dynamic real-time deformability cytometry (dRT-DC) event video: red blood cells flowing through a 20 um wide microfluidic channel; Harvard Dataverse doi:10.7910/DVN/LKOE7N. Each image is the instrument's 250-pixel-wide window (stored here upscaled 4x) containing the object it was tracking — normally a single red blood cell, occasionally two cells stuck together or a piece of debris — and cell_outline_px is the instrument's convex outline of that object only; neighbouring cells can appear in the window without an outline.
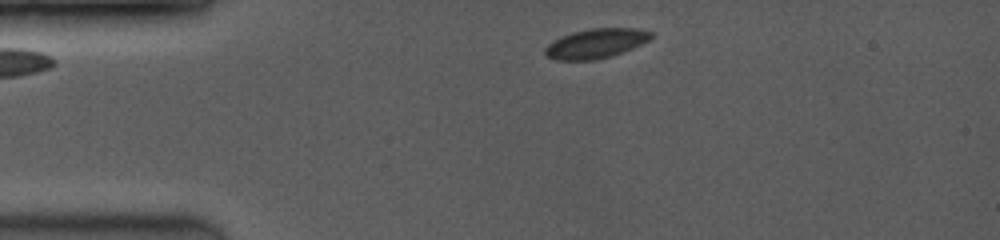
{"species": "common noctule bat (a hibernating species)", "species_latin": "Nyctalus noctula", "temperature_condition": "room temperature", "stored_images_in_passage": 11, "camera_frame_rate_fps": 3500, "um_per_image_px": 0.085, "animal": {"sex": "female", "body_mass_g": 19.0, "forearm_length_mm": 53.3}, "frame": {"image": 1, "passage_image": 2, "time_ms": 0.571, "image_size_px": [1000, 240], "cell_outline_px": [[652, 36], [648, 40], [632, 48], [612, 56], [596, 60], [552, 60], [544, 52], [544, 48], [552, 40], [572, 32], [588, 28], [636, 28], [652, 32]], "centroid_in_image_um": [50.61, 3.69], "position_along_channel_um": 34.4, "area_um2": 18.32}}
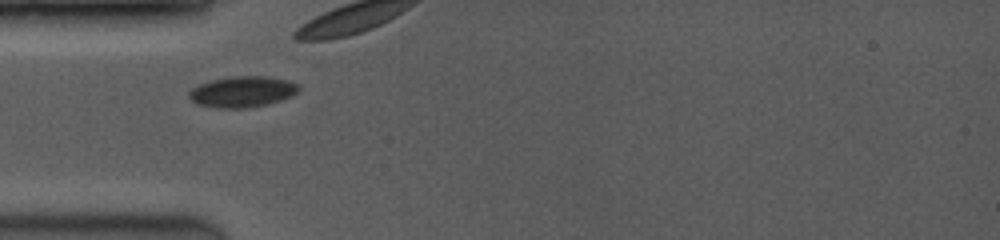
{"frame": {"image": 2, "passage_image": 5, "time_ms": 2.286, "image_size_px": [1000, 240], "cell_outline_px": [[300, 88], [292, 96], [268, 104], [248, 108], [216, 108], [196, 104], [188, 96], [188, 92], [192, 88], [208, 80], [232, 76], [264, 76], [288, 80], [300, 84]], "centroid_in_image_um": [20.59, 7.79], "position_along_channel_um": 64.4, "area_um2": 20.0}}